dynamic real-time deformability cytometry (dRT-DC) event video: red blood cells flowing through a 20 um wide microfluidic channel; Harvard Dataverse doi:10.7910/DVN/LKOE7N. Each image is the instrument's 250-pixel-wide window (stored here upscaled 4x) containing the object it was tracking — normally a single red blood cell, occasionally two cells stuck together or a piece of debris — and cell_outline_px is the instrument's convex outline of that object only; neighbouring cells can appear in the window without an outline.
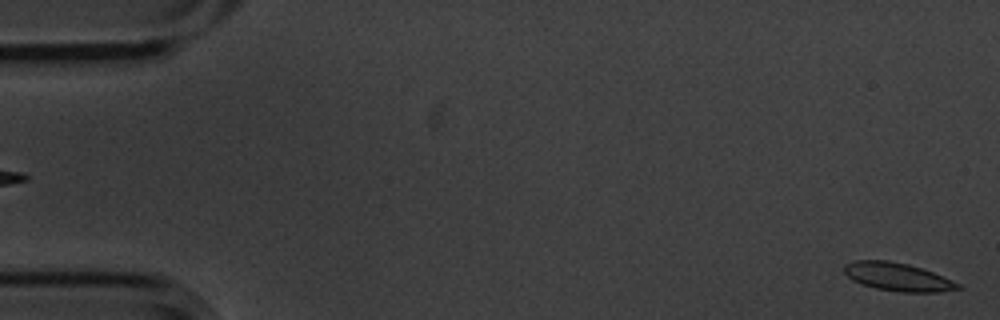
{"species": "common noctule bat (a hibernating species)", "species_latin": "Nyctalus noctula", "temperature_condition": "cold", "stored_images_in_passage": 4, "camera_frame_rate_fps": 3000, "um_per_image_px": 0.085, "animal": {"sex": "male", "body_mass_g": 20.1, "forearm_length_mm": 53.5}, "frame": {"image": 1, "passage_image": 4, "time_ms": 1.0, "image_size_px": [1000, 320], "cell_outline_px": [[964, 288], [940, 292], [904, 292], [876, 288], [852, 280], [844, 272], [844, 264], [856, 260], [888, 260], [908, 264], [932, 272], [960, 284]], "centroid_in_image_um": [76.3, 23.53], "position_along_channel_um": 8.7, "area_um2": 18.44}}